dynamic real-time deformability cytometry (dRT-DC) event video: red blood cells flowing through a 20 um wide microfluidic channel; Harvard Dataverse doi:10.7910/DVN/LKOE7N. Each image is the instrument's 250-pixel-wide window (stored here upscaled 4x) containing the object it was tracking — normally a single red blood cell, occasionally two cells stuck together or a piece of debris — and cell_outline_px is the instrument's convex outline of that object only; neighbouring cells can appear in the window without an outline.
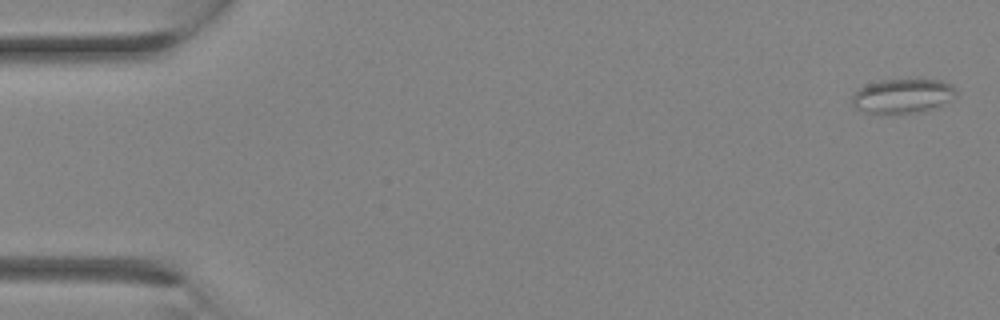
{"species": "Egyptian fruit bat (a non-hibernating species)", "species_latin": "Rousettus aegyptiacus", "temperature_condition": "room temperature", "stored_images_in_passage": 7, "camera_frame_rate_fps": 3000, "um_per_image_px": 0.085, "animal": {"sex": "female"}, "frame": {"image": 1, "passage_image": 1, "time_ms": 0.0, "image_size_px": [1000, 320], "cell_outline_px": [[956, 96], [924, 112], [864, 112], [852, 108], [852, 96], [856, 88], [880, 80], [940, 80], [952, 84], [956, 88]], "centroid_in_image_um": [76.68, 8.14], "position_along_channel_um": 8.3, "area_um2": 20.63}}